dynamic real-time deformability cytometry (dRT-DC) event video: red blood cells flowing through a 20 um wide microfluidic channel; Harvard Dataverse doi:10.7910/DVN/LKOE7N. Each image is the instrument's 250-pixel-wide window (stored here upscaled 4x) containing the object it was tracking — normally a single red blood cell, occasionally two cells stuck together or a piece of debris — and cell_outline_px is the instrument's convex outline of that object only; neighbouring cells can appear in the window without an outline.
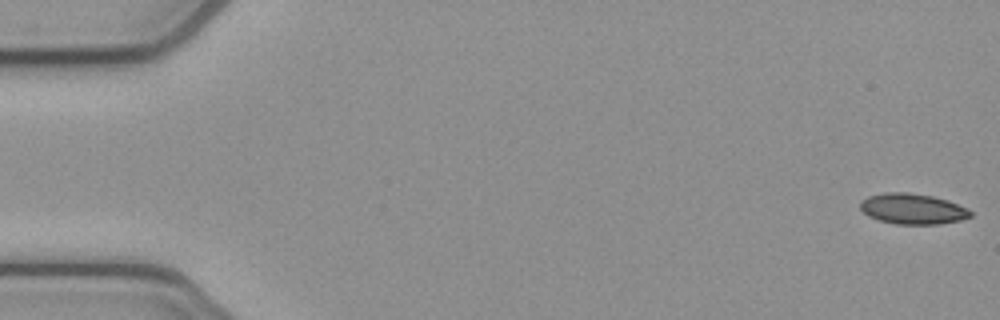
{"species": "common noctule bat (a hibernating species)", "species_latin": "Nyctalus noctula", "temperature_condition": "cold", "stored_images_in_passage": 53, "camera_frame_rate_fps": 3000, "um_per_image_px": 0.085, "animal": {"sex": "female", "body_mass_g": 21.9}, "frame": {"image": 1, "passage_image": 1, "time_ms": 0.0, "image_size_px": [1000, 320], "cell_outline_px": [[972, 216], [960, 220], [936, 224], [896, 224], [880, 220], [868, 216], [860, 208], [860, 200], [868, 196], [884, 192], [908, 192], [932, 196], [948, 200], [968, 208], [972, 212]], "centroid_in_image_um": [77.57, 17.74], "position_along_channel_um": 7.4, "area_um2": 19.71}}
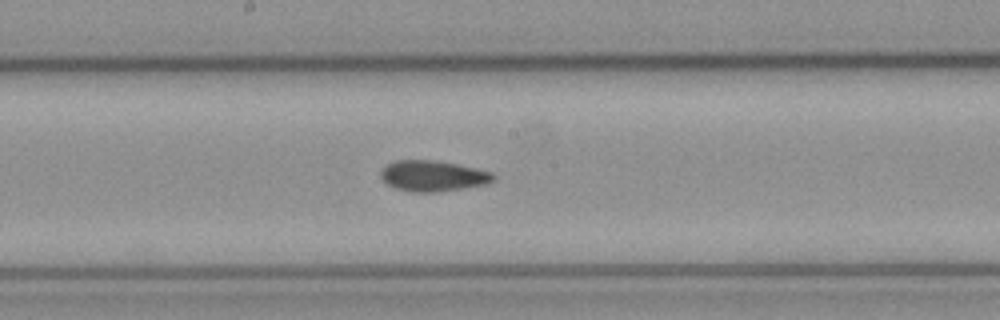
{"frame": {"image": 2, "passage_image": 28, "time_ms": 9.0, "image_size_px": [1000, 320], "cell_outline_px": [[496, 180], [488, 184], [436, 192], [412, 192], [396, 188], [388, 184], [380, 176], [380, 172], [388, 164], [396, 160], [432, 160], [456, 164], [476, 168], [492, 172], [496, 176]], "centroid_in_image_um": [36.84, 14.95], "position_along_channel_um": 211.4, "area_um2": 20.11}}
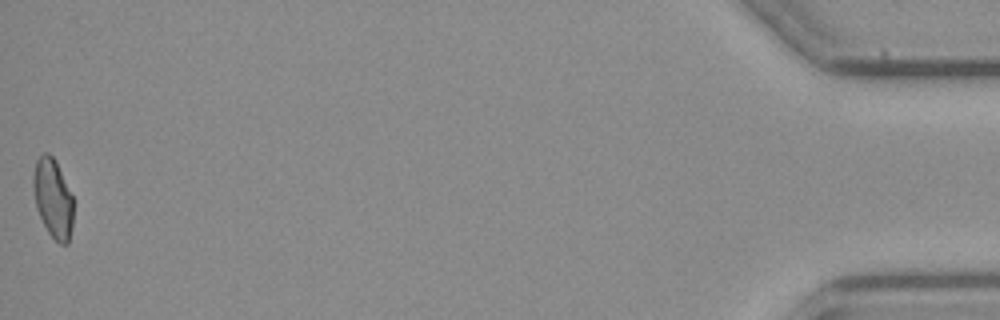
{"frame": {"image": 3, "passage_image": 53, "time_ms": 17.333, "image_size_px": [1000, 320], "cell_outline_px": [[72, 228], [68, 244], [60, 244], [48, 232], [36, 208], [32, 184], [32, 176], [36, 160], [44, 152], [48, 152], [56, 160], [72, 196]], "centroid_in_image_um": [4.48, 16.83], "position_along_channel_um": 430.7, "area_um2": 18.44}}